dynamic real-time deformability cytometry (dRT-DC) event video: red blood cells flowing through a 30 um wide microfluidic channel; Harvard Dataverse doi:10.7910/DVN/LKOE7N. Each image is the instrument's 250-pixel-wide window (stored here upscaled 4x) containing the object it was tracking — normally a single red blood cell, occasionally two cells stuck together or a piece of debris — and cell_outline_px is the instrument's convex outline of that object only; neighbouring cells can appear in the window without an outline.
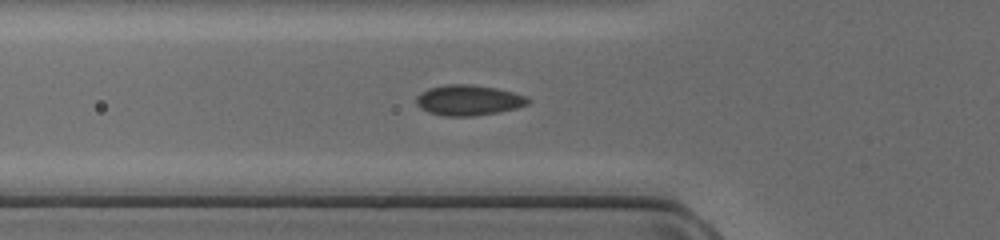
{"species": "common noctule bat (a hibernating species)", "species_latin": "Nyctalus noctula", "temperature_condition": "cold", "stored_images_in_passage": 42, "camera_frame_rate_fps": 3000, "um_per_image_px": 0.085, "animal": {"sex": "female", "body_mass_g": 17.0, "forearm_length_mm": 48.0}, "frame": {"image": 1, "passage_image": 16, "time_ms": 5.0, "image_size_px": [1000, 240], "cell_outline_px": [[532, 100], [528, 104], [516, 108], [476, 116], [444, 116], [428, 112], [420, 108], [416, 104], [416, 96], [420, 92], [428, 88], [448, 84], [468, 84], [496, 88], [528, 96]], "centroid_in_image_um": [39.81, 8.51], "position_along_channel_um": 86.0, "area_um2": 19.94}}
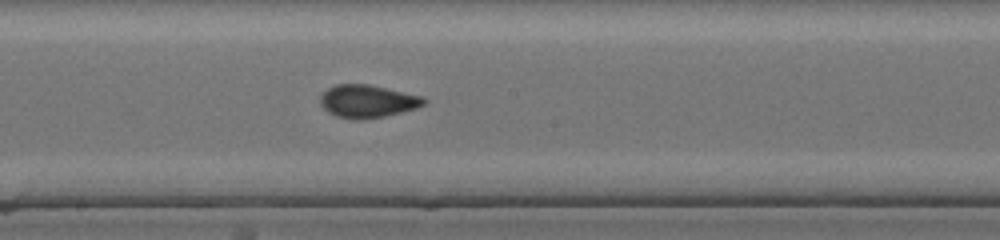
{"frame": {"image": 2, "passage_image": 25, "time_ms": 8.0, "image_size_px": [1000, 240], "cell_outline_px": [[428, 100], [424, 104], [416, 108], [384, 116], [364, 120], [352, 120], [336, 116], [328, 112], [320, 104], [320, 96], [328, 88], [336, 84], [368, 84], [424, 96]], "centroid_in_image_um": [31.24, 8.61], "position_along_channel_um": 217.0, "area_um2": 19.94}}
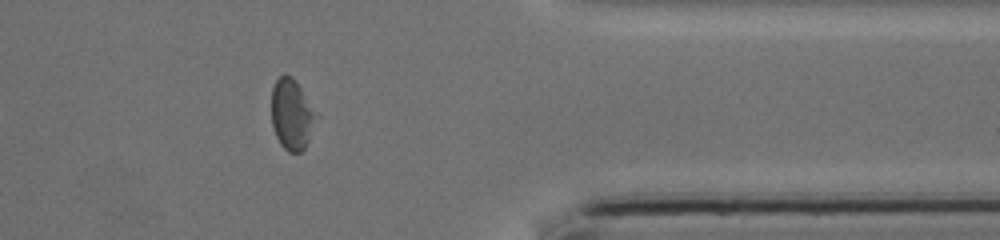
{"frame": {"image": 3, "passage_image": 38, "time_ms": 12.333, "image_size_px": [1000, 240], "cell_outline_px": [[320, 116], [304, 148], [300, 152], [288, 152], [280, 144], [272, 128], [272, 88], [276, 80], [284, 72], [292, 76], [296, 80]], "centroid_in_image_um": [24.83, 9.7], "position_along_channel_um": 386.6, "area_um2": 18.84}}